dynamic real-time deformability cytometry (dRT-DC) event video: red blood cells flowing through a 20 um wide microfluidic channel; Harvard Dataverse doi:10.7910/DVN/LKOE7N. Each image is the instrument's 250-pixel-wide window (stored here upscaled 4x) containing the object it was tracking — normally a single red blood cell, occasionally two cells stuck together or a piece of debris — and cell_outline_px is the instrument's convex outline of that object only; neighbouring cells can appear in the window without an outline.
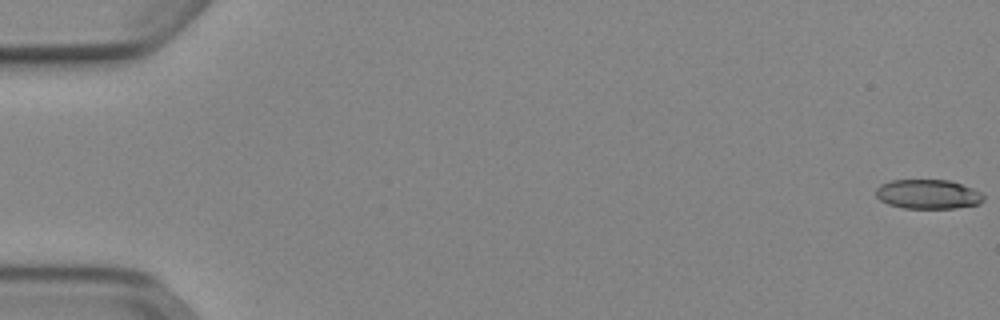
{"species": "Egyptian fruit bat (a non-hibernating species)", "species_latin": "Rousettus aegyptiacus", "temperature_condition": "cold", "stored_images_in_passage": 18, "camera_frame_rate_fps": 3000, "um_per_image_px": 0.085, "animal": {"sex": "female"}, "frame": {"image": 1, "passage_image": 1, "time_ms": 0.0, "image_size_px": [1000, 320], "cell_outline_px": [[984, 200], [980, 204], [956, 208], [904, 208], [888, 204], [880, 200], [876, 196], [876, 188], [880, 184], [892, 180], [948, 180], [972, 188], [980, 192], [984, 196]], "centroid_in_image_um": [78.87, 16.51], "position_along_channel_um": 6.1, "area_um2": 18.44}}
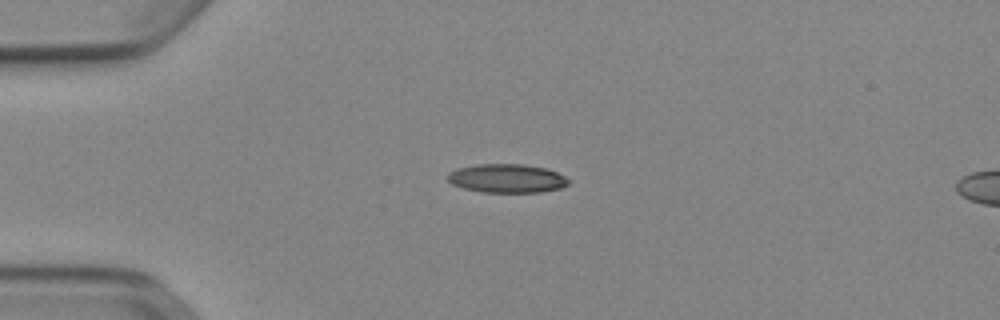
{"frame": {"image": 2, "passage_image": 14, "time_ms": 4.333, "image_size_px": [1000, 320], "cell_outline_px": [[568, 184], [560, 188], [540, 192], [484, 192], [464, 188], [452, 184], [448, 180], [448, 172], [456, 168], [476, 164], [524, 164], [544, 168], [556, 172], [564, 176], [568, 180]], "centroid_in_image_um": [43.05, 15.15], "position_along_channel_um": 41.9, "area_um2": 20.11}}